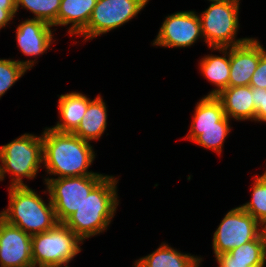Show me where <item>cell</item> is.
<instances>
[{
	"instance_id": "1",
	"label": "cell",
	"mask_w": 266,
	"mask_h": 267,
	"mask_svg": "<svg viewBox=\"0 0 266 267\" xmlns=\"http://www.w3.org/2000/svg\"><path fill=\"white\" fill-rule=\"evenodd\" d=\"M41 135L43 164L49 175H58V178L102 175L87 170L95 158L89 141L52 128H46Z\"/></svg>"
},
{
	"instance_id": "2",
	"label": "cell",
	"mask_w": 266,
	"mask_h": 267,
	"mask_svg": "<svg viewBox=\"0 0 266 267\" xmlns=\"http://www.w3.org/2000/svg\"><path fill=\"white\" fill-rule=\"evenodd\" d=\"M117 181V178L106 175L63 222L82 242L104 232L109 226L119 204Z\"/></svg>"
},
{
	"instance_id": "3",
	"label": "cell",
	"mask_w": 266,
	"mask_h": 267,
	"mask_svg": "<svg viewBox=\"0 0 266 267\" xmlns=\"http://www.w3.org/2000/svg\"><path fill=\"white\" fill-rule=\"evenodd\" d=\"M26 186H9L8 208L0 212L7 223L33 236L52 229L57 223L54 207Z\"/></svg>"
},
{
	"instance_id": "4",
	"label": "cell",
	"mask_w": 266,
	"mask_h": 267,
	"mask_svg": "<svg viewBox=\"0 0 266 267\" xmlns=\"http://www.w3.org/2000/svg\"><path fill=\"white\" fill-rule=\"evenodd\" d=\"M0 181L12 174L10 186H26L22 179H33L43 164L42 136L23 134L0 147ZM15 176V177H14Z\"/></svg>"
},
{
	"instance_id": "5",
	"label": "cell",
	"mask_w": 266,
	"mask_h": 267,
	"mask_svg": "<svg viewBox=\"0 0 266 267\" xmlns=\"http://www.w3.org/2000/svg\"><path fill=\"white\" fill-rule=\"evenodd\" d=\"M82 241L64 223L31 237L34 267H68V263L81 252Z\"/></svg>"
},
{
	"instance_id": "6",
	"label": "cell",
	"mask_w": 266,
	"mask_h": 267,
	"mask_svg": "<svg viewBox=\"0 0 266 267\" xmlns=\"http://www.w3.org/2000/svg\"><path fill=\"white\" fill-rule=\"evenodd\" d=\"M239 1L215 2L199 16L208 47H232L249 38L235 39L239 29Z\"/></svg>"
},
{
	"instance_id": "7",
	"label": "cell",
	"mask_w": 266,
	"mask_h": 267,
	"mask_svg": "<svg viewBox=\"0 0 266 267\" xmlns=\"http://www.w3.org/2000/svg\"><path fill=\"white\" fill-rule=\"evenodd\" d=\"M106 175L45 178L58 223H63L83 203L90 191Z\"/></svg>"
},
{
	"instance_id": "8",
	"label": "cell",
	"mask_w": 266,
	"mask_h": 267,
	"mask_svg": "<svg viewBox=\"0 0 266 267\" xmlns=\"http://www.w3.org/2000/svg\"><path fill=\"white\" fill-rule=\"evenodd\" d=\"M147 0H97L87 27L79 34L96 38L127 23L145 7Z\"/></svg>"
},
{
	"instance_id": "9",
	"label": "cell",
	"mask_w": 266,
	"mask_h": 267,
	"mask_svg": "<svg viewBox=\"0 0 266 267\" xmlns=\"http://www.w3.org/2000/svg\"><path fill=\"white\" fill-rule=\"evenodd\" d=\"M259 222L241 206L227 212L213 234L215 257L228 253L259 235Z\"/></svg>"
},
{
	"instance_id": "10",
	"label": "cell",
	"mask_w": 266,
	"mask_h": 267,
	"mask_svg": "<svg viewBox=\"0 0 266 267\" xmlns=\"http://www.w3.org/2000/svg\"><path fill=\"white\" fill-rule=\"evenodd\" d=\"M199 38H203L199 15L194 11H180L166 17L153 45L185 48Z\"/></svg>"
},
{
	"instance_id": "11",
	"label": "cell",
	"mask_w": 266,
	"mask_h": 267,
	"mask_svg": "<svg viewBox=\"0 0 266 267\" xmlns=\"http://www.w3.org/2000/svg\"><path fill=\"white\" fill-rule=\"evenodd\" d=\"M31 237L0 217V267H34Z\"/></svg>"
},
{
	"instance_id": "12",
	"label": "cell",
	"mask_w": 266,
	"mask_h": 267,
	"mask_svg": "<svg viewBox=\"0 0 266 267\" xmlns=\"http://www.w3.org/2000/svg\"><path fill=\"white\" fill-rule=\"evenodd\" d=\"M260 59V43L249 38L246 42L230 47L229 86H248Z\"/></svg>"
},
{
	"instance_id": "13",
	"label": "cell",
	"mask_w": 266,
	"mask_h": 267,
	"mask_svg": "<svg viewBox=\"0 0 266 267\" xmlns=\"http://www.w3.org/2000/svg\"><path fill=\"white\" fill-rule=\"evenodd\" d=\"M51 27L53 26L33 18L21 22L16 31V39L21 52L31 57L45 53L53 40Z\"/></svg>"
},
{
	"instance_id": "14",
	"label": "cell",
	"mask_w": 266,
	"mask_h": 267,
	"mask_svg": "<svg viewBox=\"0 0 266 267\" xmlns=\"http://www.w3.org/2000/svg\"><path fill=\"white\" fill-rule=\"evenodd\" d=\"M216 97L221 101L225 115L229 119L255 121L256 110L250 85L229 86Z\"/></svg>"
},
{
	"instance_id": "15",
	"label": "cell",
	"mask_w": 266,
	"mask_h": 267,
	"mask_svg": "<svg viewBox=\"0 0 266 267\" xmlns=\"http://www.w3.org/2000/svg\"><path fill=\"white\" fill-rule=\"evenodd\" d=\"M90 101L86 95L78 92L61 94L58 101L60 122L51 128L58 132L73 133L80 125Z\"/></svg>"
},
{
	"instance_id": "16",
	"label": "cell",
	"mask_w": 266,
	"mask_h": 267,
	"mask_svg": "<svg viewBox=\"0 0 266 267\" xmlns=\"http://www.w3.org/2000/svg\"><path fill=\"white\" fill-rule=\"evenodd\" d=\"M97 0H61L57 26L71 24L68 34L79 35L88 25Z\"/></svg>"
},
{
	"instance_id": "17",
	"label": "cell",
	"mask_w": 266,
	"mask_h": 267,
	"mask_svg": "<svg viewBox=\"0 0 266 267\" xmlns=\"http://www.w3.org/2000/svg\"><path fill=\"white\" fill-rule=\"evenodd\" d=\"M211 50H218L223 56L206 55L199 64L201 73L217 87L208 96H216L229 87L230 47H212Z\"/></svg>"
},
{
	"instance_id": "18",
	"label": "cell",
	"mask_w": 266,
	"mask_h": 267,
	"mask_svg": "<svg viewBox=\"0 0 266 267\" xmlns=\"http://www.w3.org/2000/svg\"><path fill=\"white\" fill-rule=\"evenodd\" d=\"M202 258L181 253L163 243L153 253L135 261L133 267H199Z\"/></svg>"
},
{
	"instance_id": "19",
	"label": "cell",
	"mask_w": 266,
	"mask_h": 267,
	"mask_svg": "<svg viewBox=\"0 0 266 267\" xmlns=\"http://www.w3.org/2000/svg\"><path fill=\"white\" fill-rule=\"evenodd\" d=\"M101 95L89 102L88 108L82 117L80 125L73 132L83 140H98L107 126V109Z\"/></svg>"
},
{
	"instance_id": "20",
	"label": "cell",
	"mask_w": 266,
	"mask_h": 267,
	"mask_svg": "<svg viewBox=\"0 0 266 267\" xmlns=\"http://www.w3.org/2000/svg\"><path fill=\"white\" fill-rule=\"evenodd\" d=\"M229 120L230 119L225 116L221 121H219V127L190 128L186 139H189L206 149H212L219 154L222 152L225 138L231 130Z\"/></svg>"
},
{
	"instance_id": "21",
	"label": "cell",
	"mask_w": 266,
	"mask_h": 267,
	"mask_svg": "<svg viewBox=\"0 0 266 267\" xmlns=\"http://www.w3.org/2000/svg\"><path fill=\"white\" fill-rule=\"evenodd\" d=\"M194 113L191 128L219 127V121L226 116L221 101L208 95L197 102Z\"/></svg>"
},
{
	"instance_id": "22",
	"label": "cell",
	"mask_w": 266,
	"mask_h": 267,
	"mask_svg": "<svg viewBox=\"0 0 266 267\" xmlns=\"http://www.w3.org/2000/svg\"><path fill=\"white\" fill-rule=\"evenodd\" d=\"M61 0H16V11L22 8L28 9L35 16L33 19L44 21L51 26H57V15Z\"/></svg>"
},
{
	"instance_id": "23",
	"label": "cell",
	"mask_w": 266,
	"mask_h": 267,
	"mask_svg": "<svg viewBox=\"0 0 266 267\" xmlns=\"http://www.w3.org/2000/svg\"><path fill=\"white\" fill-rule=\"evenodd\" d=\"M228 254L232 256V261L250 262V267H264L266 263V249L259 235Z\"/></svg>"
},
{
	"instance_id": "24",
	"label": "cell",
	"mask_w": 266,
	"mask_h": 267,
	"mask_svg": "<svg viewBox=\"0 0 266 267\" xmlns=\"http://www.w3.org/2000/svg\"><path fill=\"white\" fill-rule=\"evenodd\" d=\"M36 60L0 59V99L5 92L32 68Z\"/></svg>"
},
{
	"instance_id": "25",
	"label": "cell",
	"mask_w": 266,
	"mask_h": 267,
	"mask_svg": "<svg viewBox=\"0 0 266 267\" xmlns=\"http://www.w3.org/2000/svg\"><path fill=\"white\" fill-rule=\"evenodd\" d=\"M254 180L251 200L241 207L260 222L266 217V172Z\"/></svg>"
},
{
	"instance_id": "26",
	"label": "cell",
	"mask_w": 266,
	"mask_h": 267,
	"mask_svg": "<svg viewBox=\"0 0 266 267\" xmlns=\"http://www.w3.org/2000/svg\"><path fill=\"white\" fill-rule=\"evenodd\" d=\"M251 87H258L266 89V50L260 44V59L257 69L251 77Z\"/></svg>"
},
{
	"instance_id": "27",
	"label": "cell",
	"mask_w": 266,
	"mask_h": 267,
	"mask_svg": "<svg viewBox=\"0 0 266 267\" xmlns=\"http://www.w3.org/2000/svg\"><path fill=\"white\" fill-rule=\"evenodd\" d=\"M253 101L255 105V122H266V89L252 87Z\"/></svg>"
},
{
	"instance_id": "28",
	"label": "cell",
	"mask_w": 266,
	"mask_h": 267,
	"mask_svg": "<svg viewBox=\"0 0 266 267\" xmlns=\"http://www.w3.org/2000/svg\"><path fill=\"white\" fill-rule=\"evenodd\" d=\"M218 267H250V262L232 261V256L228 253L217 255Z\"/></svg>"
},
{
	"instance_id": "29",
	"label": "cell",
	"mask_w": 266,
	"mask_h": 267,
	"mask_svg": "<svg viewBox=\"0 0 266 267\" xmlns=\"http://www.w3.org/2000/svg\"><path fill=\"white\" fill-rule=\"evenodd\" d=\"M17 13L16 9H1L0 8V30L4 28V26L8 25L10 20L15 18V14Z\"/></svg>"
},
{
	"instance_id": "30",
	"label": "cell",
	"mask_w": 266,
	"mask_h": 267,
	"mask_svg": "<svg viewBox=\"0 0 266 267\" xmlns=\"http://www.w3.org/2000/svg\"><path fill=\"white\" fill-rule=\"evenodd\" d=\"M259 236L266 249V217L259 222Z\"/></svg>"
},
{
	"instance_id": "31",
	"label": "cell",
	"mask_w": 266,
	"mask_h": 267,
	"mask_svg": "<svg viewBox=\"0 0 266 267\" xmlns=\"http://www.w3.org/2000/svg\"><path fill=\"white\" fill-rule=\"evenodd\" d=\"M1 9H16V0H0Z\"/></svg>"
},
{
	"instance_id": "32",
	"label": "cell",
	"mask_w": 266,
	"mask_h": 267,
	"mask_svg": "<svg viewBox=\"0 0 266 267\" xmlns=\"http://www.w3.org/2000/svg\"><path fill=\"white\" fill-rule=\"evenodd\" d=\"M209 1L215 3V2H230V1H240V0H209Z\"/></svg>"
}]
</instances>
